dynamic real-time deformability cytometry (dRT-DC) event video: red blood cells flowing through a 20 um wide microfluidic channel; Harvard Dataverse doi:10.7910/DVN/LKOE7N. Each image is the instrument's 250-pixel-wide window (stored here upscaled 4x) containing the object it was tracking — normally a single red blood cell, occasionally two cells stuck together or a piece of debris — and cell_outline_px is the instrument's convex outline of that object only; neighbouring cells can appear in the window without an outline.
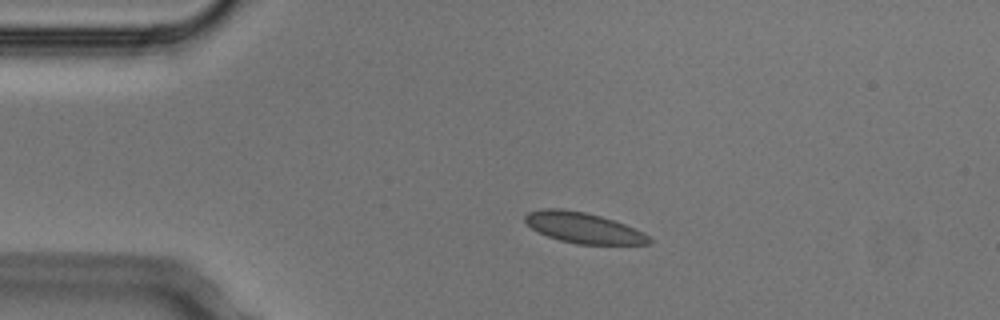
{"species": "Egyptian fruit bat (a non-hibernating species)", "species_latin": "Rousettus aegyptiacus", "temperature_condition": "cold", "stored_images_in_passage": 3, "camera_frame_rate_fps": 3000, "um_per_image_px": 0.085, "animal": {"sex": "male"}, "frame": {"image": 1, "passage_image": 2, "time_ms": 0.333, "image_size_px": [1000, 320], "cell_outline_px": [[652, 244], [576, 244], [560, 240], [548, 236], [532, 228], [524, 220], [524, 216], [528, 212], [544, 208], [564, 208], [584, 212], [600, 216], [624, 224], [644, 232], [652, 240]], "centroid_in_image_um": [49.59, 19.36], "position_along_channel_um": 35.4, "area_um2": 22.02}}